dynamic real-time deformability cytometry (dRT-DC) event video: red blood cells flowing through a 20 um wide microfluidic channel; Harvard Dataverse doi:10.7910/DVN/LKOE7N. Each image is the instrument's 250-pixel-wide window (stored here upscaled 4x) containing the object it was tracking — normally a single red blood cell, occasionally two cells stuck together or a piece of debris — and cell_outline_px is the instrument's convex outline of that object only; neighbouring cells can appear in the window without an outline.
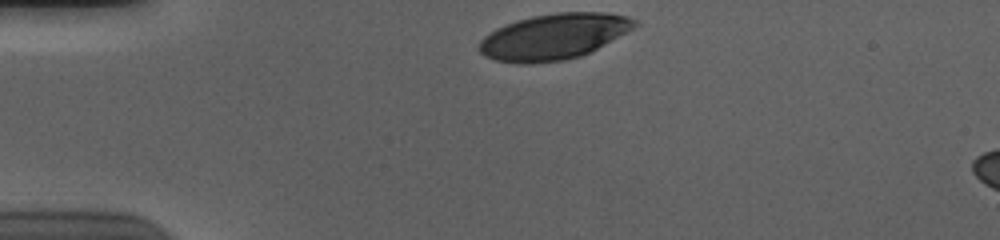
{"species": "human", "species_latin": "Homo sapiens", "temperature_condition": "cold", "stored_images_in_passage": 34, "camera_frame_rate_fps": 3000, "um_per_image_px": 0.085, "donor": {"sex": "male"}, "frame": {"image": 1, "passage_image": 1, "time_ms": 0.0, "image_size_px": [1000, 240], "cell_outline_px": [[640, 24], [604, 44], [580, 56], [564, 60], [528, 64], [492, 60], [484, 56], [476, 48], [480, 40], [484, 36], [496, 28], [516, 20], [532, 16], [556, 12], [608, 12], [628, 16], [636, 20]], "centroid_in_image_um": [47.03, 3.1], "position_along_channel_um": 38.0, "area_um2": 41.5}}
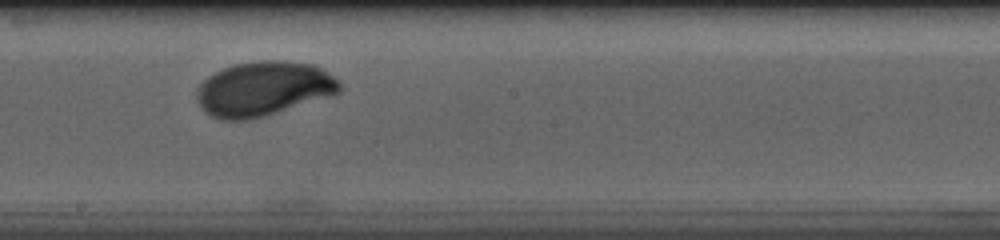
{"frame": {"image": 2, "passage_image": 20, "time_ms": 6.333, "image_size_px": [1000, 240], "cell_outline_px": [[340, 92], [332, 96], [252, 120], [220, 120], [204, 112], [200, 108], [196, 100], [196, 92], [200, 84], [208, 76], [224, 68], [236, 64], [260, 60], [276, 60], [312, 64], [320, 68], [340, 80]], "centroid_in_image_um": [22.39, 7.57], "position_along_channel_um": 225.8, "area_um2": 45.66}}
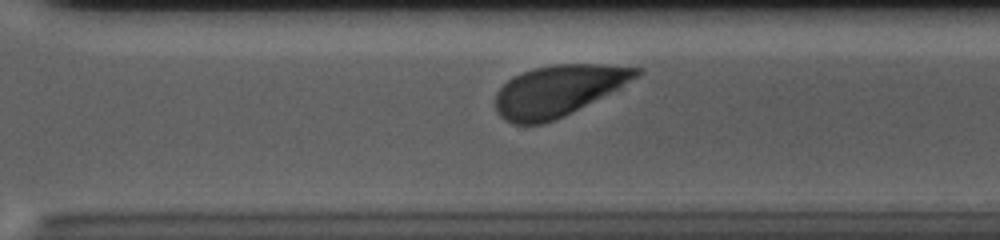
{"frame": {"image": 3, "passage_image": 28, "time_ms": 9.0, "image_size_px": [1000, 240], "cell_outline_px": [[644, 72], [640, 76], [564, 116], [540, 124], [512, 124], [504, 120], [496, 112], [496, 92], [512, 76], [532, 68], [556, 64], [600, 64], [644, 68]], "centroid_in_image_um": [47.43, 7.69], "position_along_channel_um": 323.2, "area_um2": 41.62}, "authors_computed_cell_mechanics": {"area_um2": 43.3211, "velocity_mm_per_s": 3.6487, "shape_relaxation_time_tau1_ms": 3.3359, "shape_relaxation_time_tau2_ms": null, "deformation_change_tau1": 0.1904, "deformation_change_tau2": null}}